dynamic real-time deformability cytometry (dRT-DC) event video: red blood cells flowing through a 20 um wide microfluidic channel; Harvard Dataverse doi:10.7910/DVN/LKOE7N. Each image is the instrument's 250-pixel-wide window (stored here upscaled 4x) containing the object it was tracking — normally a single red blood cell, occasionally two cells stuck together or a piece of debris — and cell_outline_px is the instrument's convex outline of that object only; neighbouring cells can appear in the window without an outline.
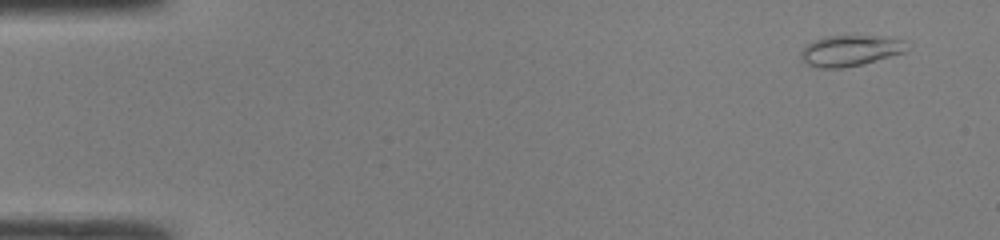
{"species": "common noctule bat (a hibernating species)", "species_latin": "Nyctalus noctula", "temperature_condition": "room temperature", "stored_images_in_passage": 45, "camera_frame_rate_fps": 3000, "um_per_image_px": 0.085, "animal": {"sex": "male", "body_mass_g": 19.0, "forearm_length_mm": 50.8}, "frame": {"image": 1, "passage_image": 1, "time_ms": 0.0, "image_size_px": [1000, 240], "cell_outline_px": [[904, 52], [860, 64], [844, 68], [816, 68], [800, 60], [800, 52], [808, 44], [824, 36], [884, 36], [900, 40]], "centroid_in_image_um": [72.14, 4.31], "position_along_channel_um": 12.9, "area_um2": 18.5}}
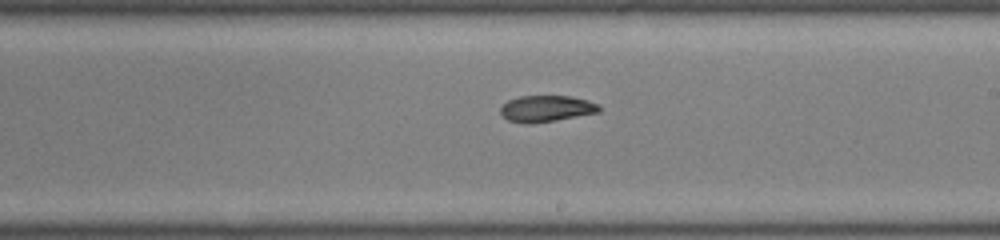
{"frame": {"image": 2, "passage_image": 26, "time_ms": 8.333, "image_size_px": [1000, 240], "cell_outline_px": [[600, 112], [556, 120], [532, 124], [524, 124], [508, 120], [500, 112], [500, 108], [508, 100], [520, 96], [572, 96], [588, 100], [600, 104]], "centroid_in_image_um": [46.46, 9.23], "position_along_channel_um": 242.5, "area_um2": 15.26}}
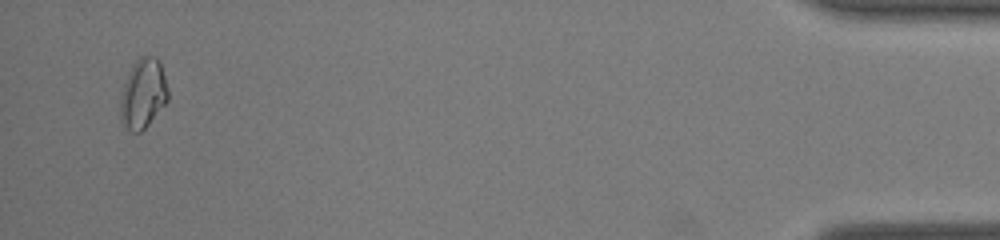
{"frame": {"image": 3, "passage_image": 44, "time_ms": 14.333, "image_size_px": [1000, 240], "cell_outline_px": [[168, 100], [148, 124], [140, 132], [132, 132], [120, 120], [120, 96], [128, 72], [136, 60], [140, 56], [156, 56], [160, 60], [168, 88]], "centroid_in_image_um": [12.16, 7.93], "position_along_channel_um": 423.0, "area_um2": 19.36}, "authors_computed_cell_mechanics": {"area_um2": 16.3574, "velocity_mm_per_s": 4.3083, "shape_relaxation_time_tau1_ms": null, "shape_relaxation_time_tau2_ms": 11.2885, "deformation_change_tau1": null, "deformation_change_tau2": 0.1287}}